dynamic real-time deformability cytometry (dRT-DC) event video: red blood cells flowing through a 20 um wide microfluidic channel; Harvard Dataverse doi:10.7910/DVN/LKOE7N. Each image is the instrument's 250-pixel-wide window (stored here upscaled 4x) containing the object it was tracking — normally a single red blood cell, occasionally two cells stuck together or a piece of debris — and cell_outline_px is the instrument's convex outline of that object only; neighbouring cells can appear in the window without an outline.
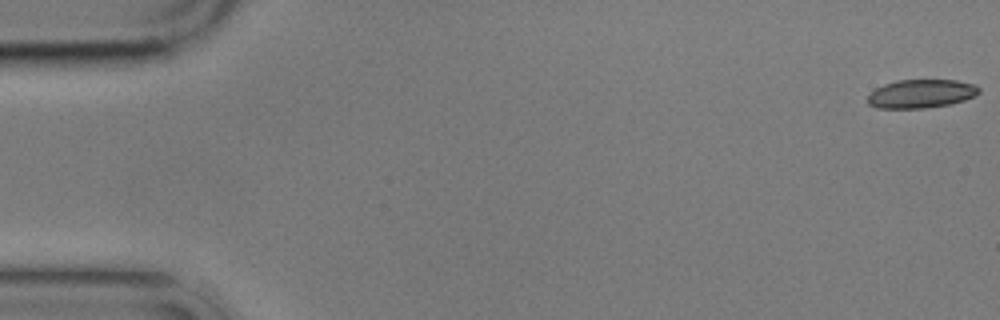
{"species": "common noctule bat (a hibernating species)", "species_latin": "Nyctalus noctula", "temperature_condition": "cold", "stored_images_in_passage": 5, "camera_frame_rate_fps": 3000, "um_per_image_px": 0.085, "animal": {"sex": "male", "body_mass_g": 17.9}, "frame": {"image": 1, "passage_image": 1, "time_ms": 0.0, "image_size_px": [1000, 320], "cell_outline_px": [[980, 92], [964, 100], [948, 104], [924, 108], [876, 108], [868, 104], [868, 96], [876, 88], [884, 84], [896, 80], [956, 80], [976, 84], [980, 88]], "centroid_in_image_um": [78.29, 7.96], "position_along_channel_um": 6.7, "area_um2": 18.44}}
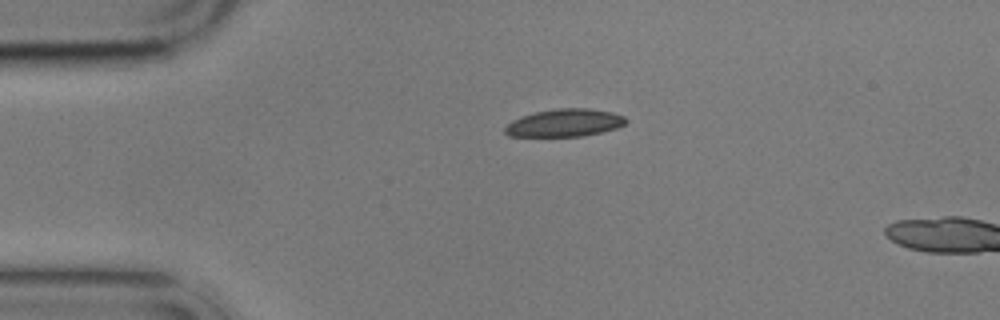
{"frame": {"image": 2, "passage_image": 4, "time_ms": 4.0, "image_size_px": [1000, 320], "cell_outline_px": [[628, 120], [624, 124], [616, 128], [584, 136], [508, 136], [504, 132], [504, 128], [512, 120], [520, 116], [536, 112], [556, 108], [588, 108], [612, 112], [624, 116]], "centroid_in_image_um": [47.98, 10.44], "position_along_channel_um": 37.0, "area_um2": 19.48}}